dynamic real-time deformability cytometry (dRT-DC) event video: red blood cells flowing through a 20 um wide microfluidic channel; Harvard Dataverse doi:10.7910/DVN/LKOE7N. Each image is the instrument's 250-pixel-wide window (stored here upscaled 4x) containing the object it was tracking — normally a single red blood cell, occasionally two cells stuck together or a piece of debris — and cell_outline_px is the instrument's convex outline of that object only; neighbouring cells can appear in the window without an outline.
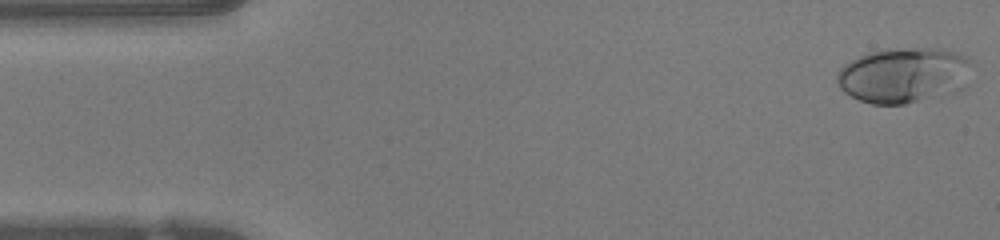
{"species": "human", "species_latin": "Homo sapiens", "temperature_condition": "warm", "stored_images_in_passage": 47, "camera_frame_rate_fps": 3000, "um_per_image_px": 0.085, "donor": {"sex": "female"}, "frame": {"image": 1, "passage_image": 1, "time_ms": 0.0, "image_size_px": [1000, 240], "cell_outline_px": [[972, 60], [968, 84], [964, 88], [956, 92], [904, 104], [872, 104], [860, 100], [844, 92], [840, 88], [836, 80], [836, 76], [840, 68], [844, 64], [868, 52], [888, 48], [940, 48], [956, 52], [968, 56]], "centroid_in_image_um": [76.87, 6.38], "position_along_channel_um": 8.1, "area_um2": 44.16}}
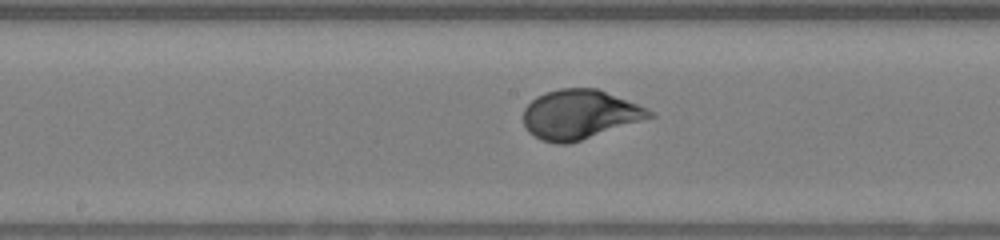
{"frame": {"image": 2, "passage_image": 23, "time_ms": 7.333, "image_size_px": [1000, 240], "cell_outline_px": [[656, 116], [568, 144], [556, 144], [540, 140], [528, 132], [524, 124], [524, 108], [536, 96], [544, 92], [560, 88], [596, 88], [648, 108], [656, 112]], "centroid_in_image_um": [49.27, 9.73], "position_along_channel_um": 198.9, "area_um2": 36.3}}
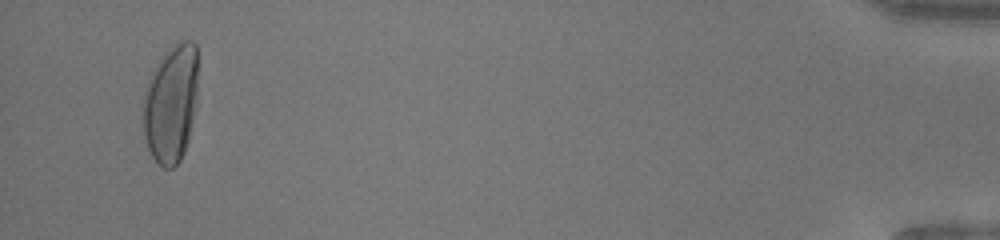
{"frame": {"image": 3, "passage_image": 45, "time_ms": 14.667, "image_size_px": [1000, 240], "cell_outline_px": [[196, 96], [192, 120], [188, 140], [184, 152], [180, 160], [172, 168], [164, 168], [156, 164], [148, 148], [144, 136], [140, 116], [140, 100], [148, 80], [164, 52], [176, 40], [192, 40], [196, 44]], "centroid_in_image_um": [14.46, 8.81], "position_along_channel_um": 420.7, "area_um2": 38.49}, "authors_computed_cell_mechanics": {"area_um2": 36.2984, "velocity_mm_per_s": 4.2404, "shape_relaxation_time_tau1_ms": 4.0695, "shape_relaxation_time_tau2_ms": null, "deformation_change_tau1": 0.2475, "deformation_change_tau2": null}}